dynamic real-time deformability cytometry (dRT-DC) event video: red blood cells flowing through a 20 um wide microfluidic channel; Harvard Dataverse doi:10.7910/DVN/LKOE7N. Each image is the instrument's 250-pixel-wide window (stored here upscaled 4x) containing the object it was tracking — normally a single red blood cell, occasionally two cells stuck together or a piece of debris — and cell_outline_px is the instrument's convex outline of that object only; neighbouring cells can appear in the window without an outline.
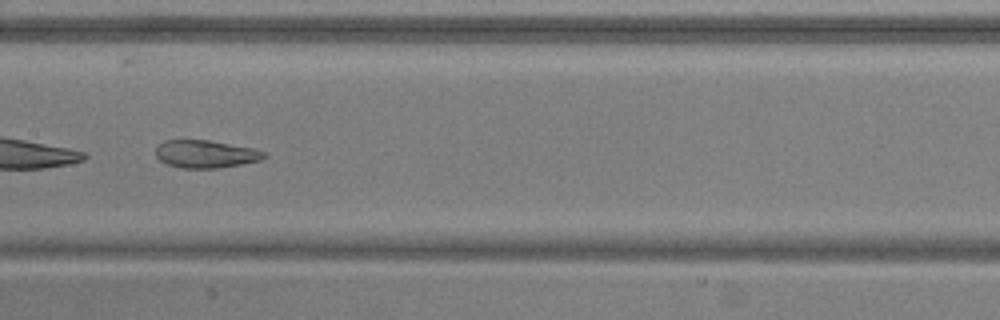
{"species": "common noctule bat (a hibernating species)", "species_latin": "Nyctalus noctula", "temperature_condition": "warm", "stored_images_in_passage": 30, "camera_frame_rate_fps": 3000, "um_per_image_px": 0.085, "animal": {"sex": "male", "body_mass_g": 20.5, "forearm_length_mm": 52.5}, "frame": {"image": 1, "passage_image": 26, "time_ms": 8.333, "image_size_px": [1000, 320], "cell_outline_px": [[268, 156], [260, 160], [220, 168], [180, 168], [168, 164], [160, 160], [156, 156], [156, 148], [164, 140], [208, 140], [256, 148], [264, 152]], "centroid_in_image_um": [17.5, 13.09], "position_along_channel_um": 189.9, "area_um2": 17.51}}